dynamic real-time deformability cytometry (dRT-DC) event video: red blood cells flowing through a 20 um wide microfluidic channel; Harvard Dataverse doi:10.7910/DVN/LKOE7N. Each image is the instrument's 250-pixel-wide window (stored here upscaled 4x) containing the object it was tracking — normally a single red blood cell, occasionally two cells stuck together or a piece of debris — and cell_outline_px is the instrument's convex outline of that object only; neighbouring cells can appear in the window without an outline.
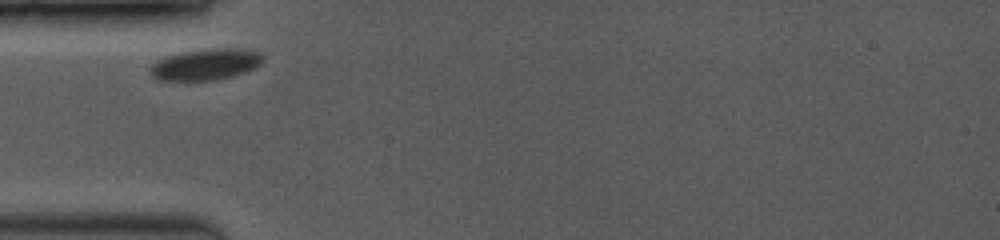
{"species": "common noctule bat (a hibernating species)", "species_latin": "Nyctalus noctula", "temperature_condition": "room temperature", "stored_images_in_passage": 31, "camera_frame_rate_fps": 3500, "um_per_image_px": 0.085, "animal": {"sex": "female", "body_mass_g": 19.0, "forearm_length_mm": 53.3}, "frame": {"image": 1, "passage_image": 1, "time_ms": 0.0, "image_size_px": [1000, 240], "cell_outline_px": [[264, 60], [256, 68], [220, 80], [156, 80], [152, 76], [148, 68], [156, 60], [180, 52], [216, 48], [228, 48], [260, 52], [264, 56]], "centroid_in_image_um": [17.47, 5.48], "position_along_channel_um": 67.5, "area_um2": 20.58}}
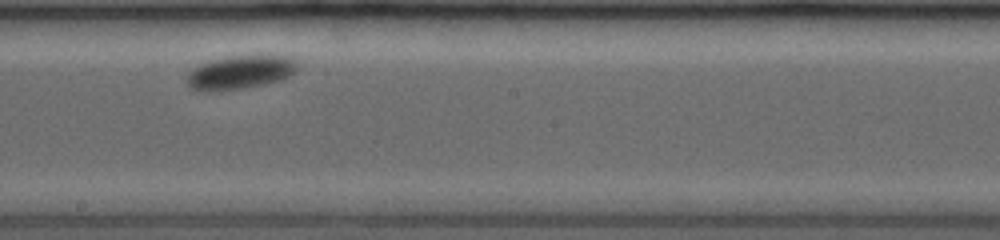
{"frame": {"image": 2, "passage_image": 20, "time_ms": 4.571, "image_size_px": [1000, 240], "cell_outline_px": [[296, 72], [280, 80], [248, 88], [192, 88], [184, 80], [188, 72], [192, 68], [200, 64], [212, 60], [228, 56], [292, 56], [296, 60]], "centroid_in_image_um": [20.46, 6.1], "position_along_channel_um": 227.7, "area_um2": 20.98}}
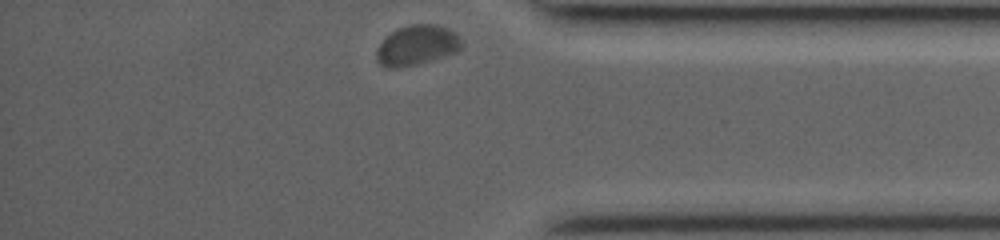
{"frame": {"image": 3, "passage_image": 31, "time_ms": 9.429, "image_size_px": [1000, 240], "cell_outline_px": [[464, 44], [456, 52], [416, 64], [400, 68], [388, 68], [380, 64], [376, 60], [376, 52], [380, 44], [392, 32], [400, 28], [412, 24], [436, 24], [448, 28]], "centroid_in_image_um": [35.42, 3.86], "position_along_channel_um": 399.8, "area_um2": 19.42}, "authors_computed_cell_mechanics": {"area_um2": 20.9814, "velocity_mm_per_s": 3.5269, "shape_relaxation_time_tau1_ms": 1.8211, "shape_relaxation_time_tau2_ms": null, "deformation_change_tau1": 0.0549, "deformation_change_tau2": null}}